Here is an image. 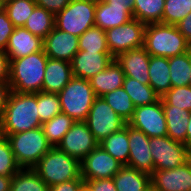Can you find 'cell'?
Masks as SVG:
<instances>
[{
	"instance_id": "cell-1",
	"label": "cell",
	"mask_w": 191,
	"mask_h": 191,
	"mask_svg": "<svg viewBox=\"0 0 191 191\" xmlns=\"http://www.w3.org/2000/svg\"><path fill=\"white\" fill-rule=\"evenodd\" d=\"M37 106V93L12 91L1 119L3 136L33 130L42 126Z\"/></svg>"
},
{
	"instance_id": "cell-2",
	"label": "cell",
	"mask_w": 191,
	"mask_h": 191,
	"mask_svg": "<svg viewBox=\"0 0 191 191\" xmlns=\"http://www.w3.org/2000/svg\"><path fill=\"white\" fill-rule=\"evenodd\" d=\"M47 55L38 51L27 56L10 60L11 90L19 93L42 91Z\"/></svg>"
},
{
	"instance_id": "cell-3",
	"label": "cell",
	"mask_w": 191,
	"mask_h": 191,
	"mask_svg": "<svg viewBox=\"0 0 191 191\" xmlns=\"http://www.w3.org/2000/svg\"><path fill=\"white\" fill-rule=\"evenodd\" d=\"M143 47L150 56L174 57L190 50V43L176 25L146 24Z\"/></svg>"
},
{
	"instance_id": "cell-4",
	"label": "cell",
	"mask_w": 191,
	"mask_h": 191,
	"mask_svg": "<svg viewBox=\"0 0 191 191\" xmlns=\"http://www.w3.org/2000/svg\"><path fill=\"white\" fill-rule=\"evenodd\" d=\"M32 169L49 187L81 176L80 161L57 147H52Z\"/></svg>"
},
{
	"instance_id": "cell-5",
	"label": "cell",
	"mask_w": 191,
	"mask_h": 191,
	"mask_svg": "<svg viewBox=\"0 0 191 191\" xmlns=\"http://www.w3.org/2000/svg\"><path fill=\"white\" fill-rule=\"evenodd\" d=\"M21 168H33L52 148L42 127L6 136Z\"/></svg>"
},
{
	"instance_id": "cell-6",
	"label": "cell",
	"mask_w": 191,
	"mask_h": 191,
	"mask_svg": "<svg viewBox=\"0 0 191 191\" xmlns=\"http://www.w3.org/2000/svg\"><path fill=\"white\" fill-rule=\"evenodd\" d=\"M58 95L62 113L74 121H86L97 97L89 80L78 77H73Z\"/></svg>"
},
{
	"instance_id": "cell-7",
	"label": "cell",
	"mask_w": 191,
	"mask_h": 191,
	"mask_svg": "<svg viewBox=\"0 0 191 191\" xmlns=\"http://www.w3.org/2000/svg\"><path fill=\"white\" fill-rule=\"evenodd\" d=\"M96 1L71 0L61 12L55 15V27L79 37L95 26Z\"/></svg>"
},
{
	"instance_id": "cell-8",
	"label": "cell",
	"mask_w": 191,
	"mask_h": 191,
	"mask_svg": "<svg viewBox=\"0 0 191 191\" xmlns=\"http://www.w3.org/2000/svg\"><path fill=\"white\" fill-rule=\"evenodd\" d=\"M149 145L154 170L174 169L190 159L189 148L168 136L150 137Z\"/></svg>"
},
{
	"instance_id": "cell-9",
	"label": "cell",
	"mask_w": 191,
	"mask_h": 191,
	"mask_svg": "<svg viewBox=\"0 0 191 191\" xmlns=\"http://www.w3.org/2000/svg\"><path fill=\"white\" fill-rule=\"evenodd\" d=\"M85 122L99 143L127 124L103 97H96Z\"/></svg>"
},
{
	"instance_id": "cell-10",
	"label": "cell",
	"mask_w": 191,
	"mask_h": 191,
	"mask_svg": "<svg viewBox=\"0 0 191 191\" xmlns=\"http://www.w3.org/2000/svg\"><path fill=\"white\" fill-rule=\"evenodd\" d=\"M146 24L133 18L118 27L107 29L106 40L110 54L116 58L131 49L143 47Z\"/></svg>"
},
{
	"instance_id": "cell-11",
	"label": "cell",
	"mask_w": 191,
	"mask_h": 191,
	"mask_svg": "<svg viewBox=\"0 0 191 191\" xmlns=\"http://www.w3.org/2000/svg\"><path fill=\"white\" fill-rule=\"evenodd\" d=\"M150 137L167 136V123L161 98L151 104L135 107L132 118L127 123Z\"/></svg>"
},
{
	"instance_id": "cell-12",
	"label": "cell",
	"mask_w": 191,
	"mask_h": 191,
	"mask_svg": "<svg viewBox=\"0 0 191 191\" xmlns=\"http://www.w3.org/2000/svg\"><path fill=\"white\" fill-rule=\"evenodd\" d=\"M98 145L99 142L89 130L87 123L75 121L57 148L81 161Z\"/></svg>"
},
{
	"instance_id": "cell-13",
	"label": "cell",
	"mask_w": 191,
	"mask_h": 191,
	"mask_svg": "<svg viewBox=\"0 0 191 191\" xmlns=\"http://www.w3.org/2000/svg\"><path fill=\"white\" fill-rule=\"evenodd\" d=\"M122 166L99 144L80 161L81 177L84 181L113 178Z\"/></svg>"
},
{
	"instance_id": "cell-14",
	"label": "cell",
	"mask_w": 191,
	"mask_h": 191,
	"mask_svg": "<svg viewBox=\"0 0 191 191\" xmlns=\"http://www.w3.org/2000/svg\"><path fill=\"white\" fill-rule=\"evenodd\" d=\"M151 187L157 191H191V158L174 169L154 170Z\"/></svg>"
},
{
	"instance_id": "cell-15",
	"label": "cell",
	"mask_w": 191,
	"mask_h": 191,
	"mask_svg": "<svg viewBox=\"0 0 191 191\" xmlns=\"http://www.w3.org/2000/svg\"><path fill=\"white\" fill-rule=\"evenodd\" d=\"M127 131L130 149L127 166L151 174L154 171V163L150 152V138L128 124Z\"/></svg>"
},
{
	"instance_id": "cell-16",
	"label": "cell",
	"mask_w": 191,
	"mask_h": 191,
	"mask_svg": "<svg viewBox=\"0 0 191 191\" xmlns=\"http://www.w3.org/2000/svg\"><path fill=\"white\" fill-rule=\"evenodd\" d=\"M79 37L54 29L43 39V51L48 58L71 62L79 51Z\"/></svg>"
},
{
	"instance_id": "cell-17",
	"label": "cell",
	"mask_w": 191,
	"mask_h": 191,
	"mask_svg": "<svg viewBox=\"0 0 191 191\" xmlns=\"http://www.w3.org/2000/svg\"><path fill=\"white\" fill-rule=\"evenodd\" d=\"M113 60L110 52L79 50L71 61L73 76L89 80L103 71Z\"/></svg>"
},
{
	"instance_id": "cell-18",
	"label": "cell",
	"mask_w": 191,
	"mask_h": 191,
	"mask_svg": "<svg viewBox=\"0 0 191 191\" xmlns=\"http://www.w3.org/2000/svg\"><path fill=\"white\" fill-rule=\"evenodd\" d=\"M121 66L125 77H131L142 84H149L150 55L144 47L131 49L114 58Z\"/></svg>"
},
{
	"instance_id": "cell-19",
	"label": "cell",
	"mask_w": 191,
	"mask_h": 191,
	"mask_svg": "<svg viewBox=\"0 0 191 191\" xmlns=\"http://www.w3.org/2000/svg\"><path fill=\"white\" fill-rule=\"evenodd\" d=\"M133 19L132 11L123 3L96 1L95 26L102 30L118 27Z\"/></svg>"
},
{
	"instance_id": "cell-20",
	"label": "cell",
	"mask_w": 191,
	"mask_h": 191,
	"mask_svg": "<svg viewBox=\"0 0 191 191\" xmlns=\"http://www.w3.org/2000/svg\"><path fill=\"white\" fill-rule=\"evenodd\" d=\"M38 51H43V39L35 36L24 27H15L5 49L9 60L18 59Z\"/></svg>"
},
{
	"instance_id": "cell-21",
	"label": "cell",
	"mask_w": 191,
	"mask_h": 191,
	"mask_svg": "<svg viewBox=\"0 0 191 191\" xmlns=\"http://www.w3.org/2000/svg\"><path fill=\"white\" fill-rule=\"evenodd\" d=\"M73 77L71 62L48 58L42 91L58 94Z\"/></svg>"
},
{
	"instance_id": "cell-22",
	"label": "cell",
	"mask_w": 191,
	"mask_h": 191,
	"mask_svg": "<svg viewBox=\"0 0 191 191\" xmlns=\"http://www.w3.org/2000/svg\"><path fill=\"white\" fill-rule=\"evenodd\" d=\"M125 74L121 66L114 59L103 71L89 79L90 85L97 97L121 88Z\"/></svg>"
},
{
	"instance_id": "cell-23",
	"label": "cell",
	"mask_w": 191,
	"mask_h": 191,
	"mask_svg": "<svg viewBox=\"0 0 191 191\" xmlns=\"http://www.w3.org/2000/svg\"><path fill=\"white\" fill-rule=\"evenodd\" d=\"M117 191H148L151 188V175L123 165L113 176Z\"/></svg>"
},
{
	"instance_id": "cell-24",
	"label": "cell",
	"mask_w": 191,
	"mask_h": 191,
	"mask_svg": "<svg viewBox=\"0 0 191 191\" xmlns=\"http://www.w3.org/2000/svg\"><path fill=\"white\" fill-rule=\"evenodd\" d=\"M148 72L149 85L161 98L172 87L168 58L161 56H150Z\"/></svg>"
},
{
	"instance_id": "cell-25",
	"label": "cell",
	"mask_w": 191,
	"mask_h": 191,
	"mask_svg": "<svg viewBox=\"0 0 191 191\" xmlns=\"http://www.w3.org/2000/svg\"><path fill=\"white\" fill-rule=\"evenodd\" d=\"M167 123V136L186 145V133L190 112L175 106H163Z\"/></svg>"
},
{
	"instance_id": "cell-26",
	"label": "cell",
	"mask_w": 191,
	"mask_h": 191,
	"mask_svg": "<svg viewBox=\"0 0 191 191\" xmlns=\"http://www.w3.org/2000/svg\"><path fill=\"white\" fill-rule=\"evenodd\" d=\"M99 144L122 165H128L130 149L127 124L120 131L114 132Z\"/></svg>"
},
{
	"instance_id": "cell-27",
	"label": "cell",
	"mask_w": 191,
	"mask_h": 191,
	"mask_svg": "<svg viewBox=\"0 0 191 191\" xmlns=\"http://www.w3.org/2000/svg\"><path fill=\"white\" fill-rule=\"evenodd\" d=\"M165 0H133V18L144 24L162 23Z\"/></svg>"
},
{
	"instance_id": "cell-28",
	"label": "cell",
	"mask_w": 191,
	"mask_h": 191,
	"mask_svg": "<svg viewBox=\"0 0 191 191\" xmlns=\"http://www.w3.org/2000/svg\"><path fill=\"white\" fill-rule=\"evenodd\" d=\"M122 87L130 96L135 107L151 105L160 99L149 84H142L131 77H125Z\"/></svg>"
},
{
	"instance_id": "cell-29",
	"label": "cell",
	"mask_w": 191,
	"mask_h": 191,
	"mask_svg": "<svg viewBox=\"0 0 191 191\" xmlns=\"http://www.w3.org/2000/svg\"><path fill=\"white\" fill-rule=\"evenodd\" d=\"M23 27L35 36L44 39L55 27V15L36 6Z\"/></svg>"
},
{
	"instance_id": "cell-30",
	"label": "cell",
	"mask_w": 191,
	"mask_h": 191,
	"mask_svg": "<svg viewBox=\"0 0 191 191\" xmlns=\"http://www.w3.org/2000/svg\"><path fill=\"white\" fill-rule=\"evenodd\" d=\"M168 60L172 87L190 85L191 51L170 57Z\"/></svg>"
},
{
	"instance_id": "cell-31",
	"label": "cell",
	"mask_w": 191,
	"mask_h": 191,
	"mask_svg": "<svg viewBox=\"0 0 191 191\" xmlns=\"http://www.w3.org/2000/svg\"><path fill=\"white\" fill-rule=\"evenodd\" d=\"M10 191H49V186L32 168H21L12 177Z\"/></svg>"
},
{
	"instance_id": "cell-32",
	"label": "cell",
	"mask_w": 191,
	"mask_h": 191,
	"mask_svg": "<svg viewBox=\"0 0 191 191\" xmlns=\"http://www.w3.org/2000/svg\"><path fill=\"white\" fill-rule=\"evenodd\" d=\"M75 121L67 114L60 113L51 120L42 123V129L52 147H57Z\"/></svg>"
},
{
	"instance_id": "cell-33",
	"label": "cell",
	"mask_w": 191,
	"mask_h": 191,
	"mask_svg": "<svg viewBox=\"0 0 191 191\" xmlns=\"http://www.w3.org/2000/svg\"><path fill=\"white\" fill-rule=\"evenodd\" d=\"M36 6L35 0H4L3 9L14 27H23Z\"/></svg>"
},
{
	"instance_id": "cell-34",
	"label": "cell",
	"mask_w": 191,
	"mask_h": 191,
	"mask_svg": "<svg viewBox=\"0 0 191 191\" xmlns=\"http://www.w3.org/2000/svg\"><path fill=\"white\" fill-rule=\"evenodd\" d=\"M108 105L127 123L132 118L135 106L123 87L102 96Z\"/></svg>"
},
{
	"instance_id": "cell-35",
	"label": "cell",
	"mask_w": 191,
	"mask_h": 191,
	"mask_svg": "<svg viewBox=\"0 0 191 191\" xmlns=\"http://www.w3.org/2000/svg\"><path fill=\"white\" fill-rule=\"evenodd\" d=\"M79 50L92 52H110L107 46L106 32L93 26L79 36Z\"/></svg>"
},
{
	"instance_id": "cell-36",
	"label": "cell",
	"mask_w": 191,
	"mask_h": 191,
	"mask_svg": "<svg viewBox=\"0 0 191 191\" xmlns=\"http://www.w3.org/2000/svg\"><path fill=\"white\" fill-rule=\"evenodd\" d=\"M37 106L41 123L51 120L62 113L58 94L40 91L37 93Z\"/></svg>"
},
{
	"instance_id": "cell-37",
	"label": "cell",
	"mask_w": 191,
	"mask_h": 191,
	"mask_svg": "<svg viewBox=\"0 0 191 191\" xmlns=\"http://www.w3.org/2000/svg\"><path fill=\"white\" fill-rule=\"evenodd\" d=\"M191 12V0H165L163 24L176 25Z\"/></svg>"
},
{
	"instance_id": "cell-38",
	"label": "cell",
	"mask_w": 191,
	"mask_h": 191,
	"mask_svg": "<svg viewBox=\"0 0 191 191\" xmlns=\"http://www.w3.org/2000/svg\"><path fill=\"white\" fill-rule=\"evenodd\" d=\"M162 106H175L191 112V86L171 87L169 91L161 97Z\"/></svg>"
},
{
	"instance_id": "cell-39",
	"label": "cell",
	"mask_w": 191,
	"mask_h": 191,
	"mask_svg": "<svg viewBox=\"0 0 191 191\" xmlns=\"http://www.w3.org/2000/svg\"><path fill=\"white\" fill-rule=\"evenodd\" d=\"M20 169L6 136L2 135L0 137V175L13 177Z\"/></svg>"
},
{
	"instance_id": "cell-40",
	"label": "cell",
	"mask_w": 191,
	"mask_h": 191,
	"mask_svg": "<svg viewBox=\"0 0 191 191\" xmlns=\"http://www.w3.org/2000/svg\"><path fill=\"white\" fill-rule=\"evenodd\" d=\"M14 25L8 18L7 13L2 9L0 11V49L5 50L8 44L9 37L12 35Z\"/></svg>"
},
{
	"instance_id": "cell-41",
	"label": "cell",
	"mask_w": 191,
	"mask_h": 191,
	"mask_svg": "<svg viewBox=\"0 0 191 191\" xmlns=\"http://www.w3.org/2000/svg\"><path fill=\"white\" fill-rule=\"evenodd\" d=\"M84 184L90 191H117L113 178L86 180Z\"/></svg>"
},
{
	"instance_id": "cell-42",
	"label": "cell",
	"mask_w": 191,
	"mask_h": 191,
	"mask_svg": "<svg viewBox=\"0 0 191 191\" xmlns=\"http://www.w3.org/2000/svg\"><path fill=\"white\" fill-rule=\"evenodd\" d=\"M37 6L56 15L61 12L71 0H35Z\"/></svg>"
},
{
	"instance_id": "cell-43",
	"label": "cell",
	"mask_w": 191,
	"mask_h": 191,
	"mask_svg": "<svg viewBox=\"0 0 191 191\" xmlns=\"http://www.w3.org/2000/svg\"><path fill=\"white\" fill-rule=\"evenodd\" d=\"M84 180L80 176L78 179L62 182L49 187V191H81L84 186Z\"/></svg>"
},
{
	"instance_id": "cell-44",
	"label": "cell",
	"mask_w": 191,
	"mask_h": 191,
	"mask_svg": "<svg viewBox=\"0 0 191 191\" xmlns=\"http://www.w3.org/2000/svg\"><path fill=\"white\" fill-rule=\"evenodd\" d=\"M10 79V60L5 50L0 49V81Z\"/></svg>"
},
{
	"instance_id": "cell-45",
	"label": "cell",
	"mask_w": 191,
	"mask_h": 191,
	"mask_svg": "<svg viewBox=\"0 0 191 191\" xmlns=\"http://www.w3.org/2000/svg\"><path fill=\"white\" fill-rule=\"evenodd\" d=\"M11 92L9 81H0V122Z\"/></svg>"
},
{
	"instance_id": "cell-46",
	"label": "cell",
	"mask_w": 191,
	"mask_h": 191,
	"mask_svg": "<svg viewBox=\"0 0 191 191\" xmlns=\"http://www.w3.org/2000/svg\"><path fill=\"white\" fill-rule=\"evenodd\" d=\"M179 32L191 44V12L176 24Z\"/></svg>"
},
{
	"instance_id": "cell-47",
	"label": "cell",
	"mask_w": 191,
	"mask_h": 191,
	"mask_svg": "<svg viewBox=\"0 0 191 191\" xmlns=\"http://www.w3.org/2000/svg\"><path fill=\"white\" fill-rule=\"evenodd\" d=\"M12 176L0 175V191H10Z\"/></svg>"
},
{
	"instance_id": "cell-48",
	"label": "cell",
	"mask_w": 191,
	"mask_h": 191,
	"mask_svg": "<svg viewBox=\"0 0 191 191\" xmlns=\"http://www.w3.org/2000/svg\"><path fill=\"white\" fill-rule=\"evenodd\" d=\"M188 118H189V123L187 126V133H186V146L190 148L191 147V112Z\"/></svg>"
},
{
	"instance_id": "cell-49",
	"label": "cell",
	"mask_w": 191,
	"mask_h": 191,
	"mask_svg": "<svg viewBox=\"0 0 191 191\" xmlns=\"http://www.w3.org/2000/svg\"><path fill=\"white\" fill-rule=\"evenodd\" d=\"M106 2H114V3H123L127 6L131 11L133 8V0H105Z\"/></svg>"
},
{
	"instance_id": "cell-50",
	"label": "cell",
	"mask_w": 191,
	"mask_h": 191,
	"mask_svg": "<svg viewBox=\"0 0 191 191\" xmlns=\"http://www.w3.org/2000/svg\"><path fill=\"white\" fill-rule=\"evenodd\" d=\"M81 191H90V190H89V188H88L86 185H84V186L81 188Z\"/></svg>"
},
{
	"instance_id": "cell-51",
	"label": "cell",
	"mask_w": 191,
	"mask_h": 191,
	"mask_svg": "<svg viewBox=\"0 0 191 191\" xmlns=\"http://www.w3.org/2000/svg\"><path fill=\"white\" fill-rule=\"evenodd\" d=\"M4 0H0V11L3 9Z\"/></svg>"
},
{
	"instance_id": "cell-52",
	"label": "cell",
	"mask_w": 191,
	"mask_h": 191,
	"mask_svg": "<svg viewBox=\"0 0 191 191\" xmlns=\"http://www.w3.org/2000/svg\"><path fill=\"white\" fill-rule=\"evenodd\" d=\"M190 86H191V67H190Z\"/></svg>"
},
{
	"instance_id": "cell-53",
	"label": "cell",
	"mask_w": 191,
	"mask_h": 191,
	"mask_svg": "<svg viewBox=\"0 0 191 191\" xmlns=\"http://www.w3.org/2000/svg\"><path fill=\"white\" fill-rule=\"evenodd\" d=\"M148 191H157V190H155V189H153V188L151 187Z\"/></svg>"
},
{
	"instance_id": "cell-54",
	"label": "cell",
	"mask_w": 191,
	"mask_h": 191,
	"mask_svg": "<svg viewBox=\"0 0 191 191\" xmlns=\"http://www.w3.org/2000/svg\"><path fill=\"white\" fill-rule=\"evenodd\" d=\"M2 136V133H1V122H0V137Z\"/></svg>"
}]
</instances>
